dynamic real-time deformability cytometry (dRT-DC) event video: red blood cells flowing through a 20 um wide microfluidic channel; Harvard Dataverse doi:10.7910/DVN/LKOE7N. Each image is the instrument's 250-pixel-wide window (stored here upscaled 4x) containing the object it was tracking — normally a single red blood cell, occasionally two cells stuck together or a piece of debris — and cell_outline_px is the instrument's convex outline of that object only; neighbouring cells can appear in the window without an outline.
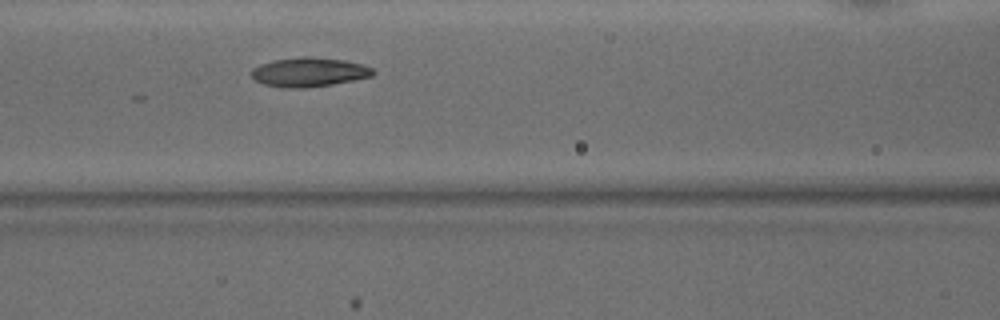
{"species": "common noctule bat (a hibernating species)", "species_latin": "Nyctalus noctula", "temperature_condition": "warm", "stored_images_in_passage": 7, "camera_frame_rate_fps": 3000, "um_per_image_px": 0.085, "animal": {"sex": "male", "body_mass_g": 15.6}, "frame": {"image": 1, "passage_image": 7, "time_ms": 2.0, "image_size_px": [1000, 320], "cell_outline_px": [[376, 72], [372, 76], [332, 84], [304, 88], [288, 88], [264, 84], [256, 80], [252, 76], [252, 68], [260, 64], [272, 60], [300, 56], [312, 56], [344, 60], [364, 64], [372, 68]], "centroid_in_image_um": [26.28, 6.11], "position_along_channel_um": 140.3, "area_um2": 20.75}}